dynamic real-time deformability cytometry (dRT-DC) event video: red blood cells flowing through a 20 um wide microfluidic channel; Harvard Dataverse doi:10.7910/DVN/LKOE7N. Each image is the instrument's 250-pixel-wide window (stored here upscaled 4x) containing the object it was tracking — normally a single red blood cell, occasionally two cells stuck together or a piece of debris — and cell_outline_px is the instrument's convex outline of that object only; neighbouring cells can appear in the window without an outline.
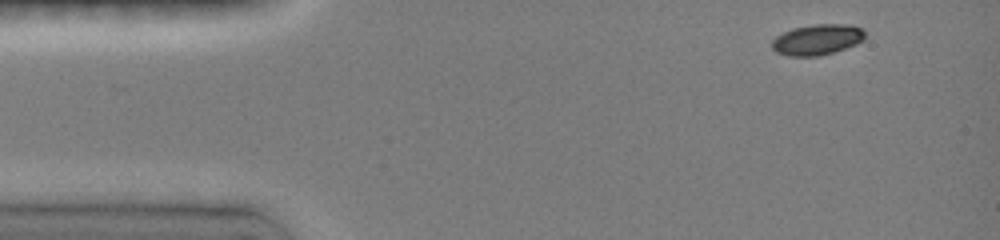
{"species": "common noctule bat (a hibernating species)", "species_latin": "Nyctalus noctula", "temperature_condition": "room temperature", "stored_images_in_passage": 7, "camera_frame_rate_fps": 3000, "um_per_image_px": 0.085, "animal": {"sex": "female", "body_mass_g": 19.0, "forearm_length_mm": 51.5}, "frame": {"image": 1, "passage_image": 1, "time_ms": 0.0, "image_size_px": [1000, 240], "cell_outline_px": [[864, 40], [856, 44], [820, 56], [788, 56], [776, 52], [772, 48], [772, 40], [776, 36], [792, 28], [816, 24], [844, 24], [860, 28], [864, 32]], "centroid_in_image_um": [69.43, 3.37], "position_along_channel_um": 15.6, "area_um2": 16.47}}
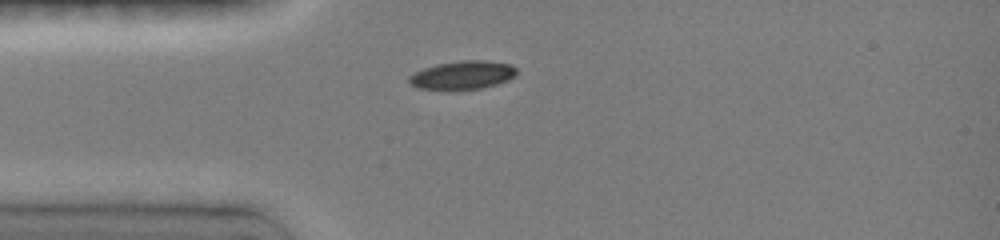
{"frame": {"image": 2, "passage_image": 4, "time_ms": 2.667, "image_size_px": [1000, 240], "cell_outline_px": [[516, 72], [508, 80], [496, 84], [480, 88], [420, 88], [412, 84], [408, 80], [408, 76], [424, 68], [436, 64], [464, 60], [484, 60], [508, 64], [516, 68]], "centroid_in_image_um": [39.32, 6.35], "position_along_channel_um": 45.7, "area_um2": 17.11}}
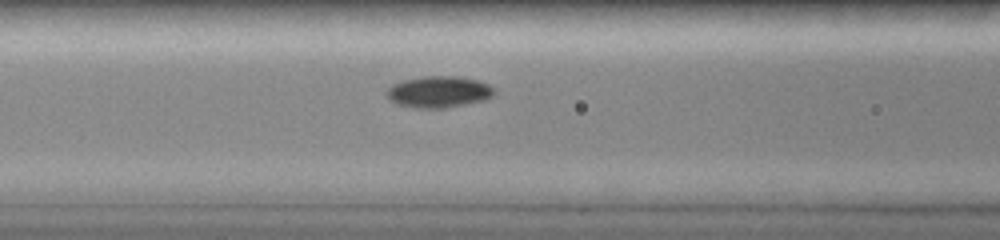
{"frame": {"image": 3, "passage_image": 7, "time_ms": 5.0, "image_size_px": [1000, 240], "cell_outline_px": [[492, 96], [484, 100], [444, 108], [416, 108], [400, 104], [392, 100], [388, 96], [388, 88], [392, 84], [404, 80], [424, 76], [460, 76], [476, 80], [488, 84], [492, 88]], "centroid_in_image_um": [37.29, 7.8], "position_along_channel_um": 129.3, "area_um2": 19.31}}